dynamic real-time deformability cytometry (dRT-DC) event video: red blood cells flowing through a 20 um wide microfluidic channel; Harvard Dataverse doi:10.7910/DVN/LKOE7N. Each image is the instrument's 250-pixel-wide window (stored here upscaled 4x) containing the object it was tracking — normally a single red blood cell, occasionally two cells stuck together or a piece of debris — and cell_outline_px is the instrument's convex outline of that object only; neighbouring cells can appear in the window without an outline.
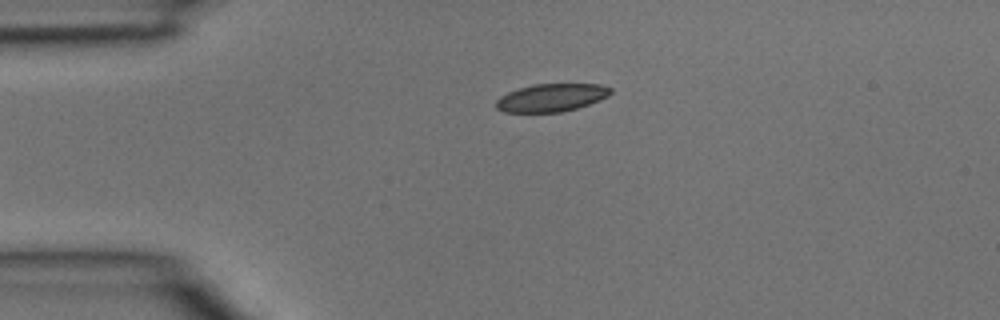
{"species": "common noctule bat (a hibernating species)", "species_latin": "Nyctalus noctula", "temperature_condition": "room temperature", "stored_images_in_passage": 4, "camera_frame_rate_fps": 3000, "um_per_image_px": 0.085, "animal": {"sex": "male", "body_mass_g": 15.6}, "frame": {"image": 1, "passage_image": 4, "time_ms": 1.0, "image_size_px": [1000, 320], "cell_outline_px": [[612, 92], [608, 96], [588, 104], [576, 108], [560, 112], [504, 112], [496, 108], [496, 100], [500, 96], [508, 92], [520, 88], [536, 84], [600, 84], [612, 88]], "centroid_in_image_um": [46.86, 8.3], "position_along_channel_um": 38.1, "area_um2": 18.44}}